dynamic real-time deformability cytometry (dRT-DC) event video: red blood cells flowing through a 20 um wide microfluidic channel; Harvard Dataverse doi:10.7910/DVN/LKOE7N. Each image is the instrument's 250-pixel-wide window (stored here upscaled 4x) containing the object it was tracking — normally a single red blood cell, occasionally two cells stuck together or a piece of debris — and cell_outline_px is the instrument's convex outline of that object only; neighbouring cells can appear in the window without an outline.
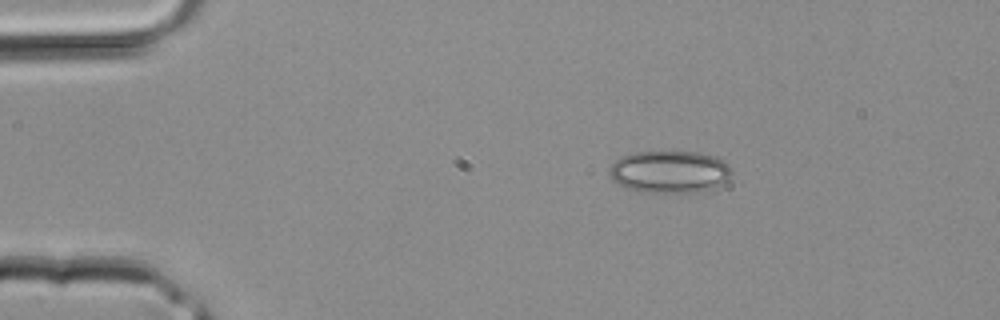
{"species": "common noctule bat (a hibernating species)", "species_latin": "Nyctalus noctula", "temperature_condition": "room temperature", "stored_images_in_passage": 3, "camera_frame_rate_fps": 3000, "um_per_image_px": 0.085, "animal": {"sex": "male", "body_mass_g": 20.4}, "frame": {"image": 1, "passage_image": 3, "time_ms": 0.667, "image_size_px": [1000, 320], "cell_outline_px": [[732, 172], [728, 180], [716, 188], [696, 192], [644, 192], [628, 188], [612, 180], [612, 164], [620, 156], [632, 152], [700, 152], [716, 156], [724, 160], [732, 168]], "centroid_in_image_um": [56.99, 14.59], "position_along_channel_um": 28.0, "area_um2": 30.17}}